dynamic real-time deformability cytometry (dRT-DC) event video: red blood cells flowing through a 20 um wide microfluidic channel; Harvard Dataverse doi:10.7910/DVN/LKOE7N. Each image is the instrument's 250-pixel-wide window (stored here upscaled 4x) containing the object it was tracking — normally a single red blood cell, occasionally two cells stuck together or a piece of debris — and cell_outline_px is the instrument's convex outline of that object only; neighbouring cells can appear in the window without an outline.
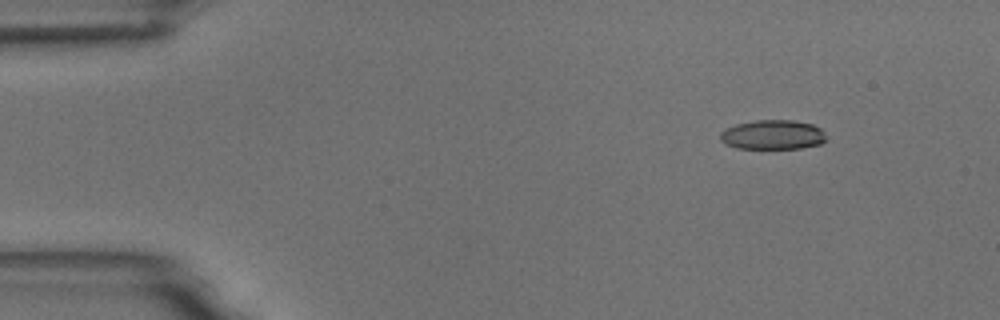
{"species": "common noctule bat (a hibernating species)", "species_latin": "Nyctalus noctula", "temperature_condition": "room temperature", "stored_images_in_passage": 5, "camera_frame_rate_fps": 3000, "um_per_image_px": 0.085, "animal": {"sex": "male", "body_mass_g": 18.8}, "frame": {"image": 1, "passage_image": 2, "time_ms": 1.333, "image_size_px": [1000, 320], "cell_outline_px": [[824, 140], [820, 144], [800, 148], [736, 148], [724, 144], [720, 140], [720, 132], [736, 124], [756, 120], [792, 120], [812, 124], [820, 128], [824, 132]], "centroid_in_image_um": [65.65, 11.45], "position_along_channel_um": 19.3, "area_um2": 18.09}}
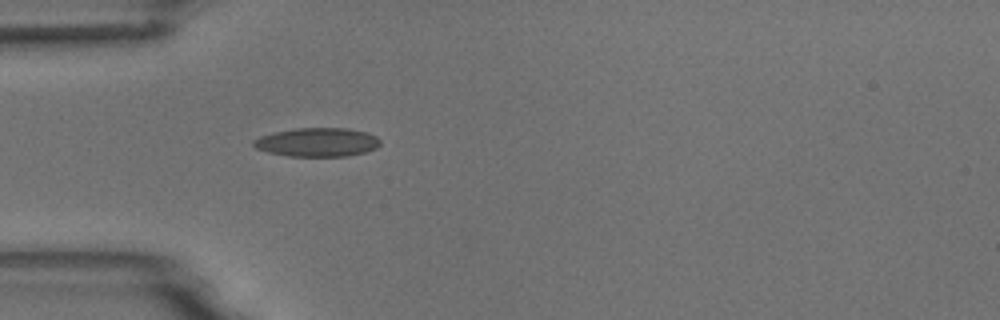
{"frame": {"image": 2, "passage_image": 5, "time_ms": 4.667, "image_size_px": [1000, 320], "cell_outline_px": [[380, 144], [376, 148], [364, 152], [348, 156], [288, 156], [268, 152], [256, 148], [252, 144], [252, 140], [260, 136], [276, 132], [296, 128], [348, 128], [368, 132], [376, 136], [380, 140]], "centroid_in_image_um": [26.98, 12.08], "position_along_channel_um": 58.0, "area_um2": 21.27}}